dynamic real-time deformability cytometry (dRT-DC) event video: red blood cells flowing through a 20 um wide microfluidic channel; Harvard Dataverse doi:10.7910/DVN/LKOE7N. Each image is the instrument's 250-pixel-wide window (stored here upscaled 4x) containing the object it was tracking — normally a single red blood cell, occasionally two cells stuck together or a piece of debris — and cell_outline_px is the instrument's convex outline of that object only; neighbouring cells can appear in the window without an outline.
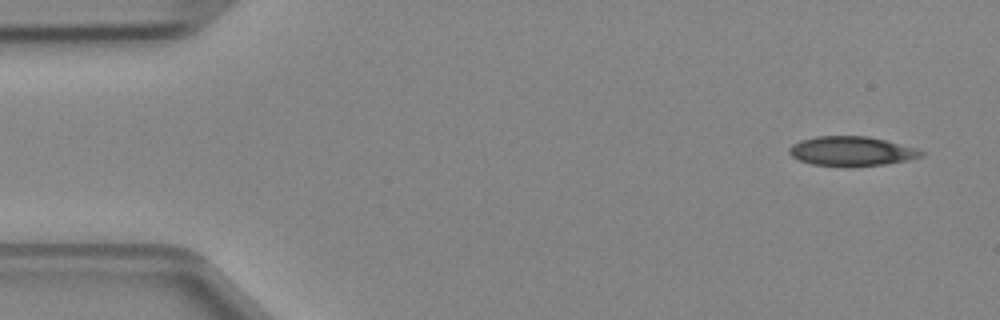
{"species": "Egyptian fruit bat (a non-hibernating species)", "species_latin": "Rousettus aegyptiacus", "temperature_condition": "cold", "stored_images_in_passage": 4, "camera_frame_rate_fps": 3000, "um_per_image_px": 0.085, "animal": {"sex": "female"}, "frame": {"image": 1, "passage_image": 1, "time_ms": 0.0, "image_size_px": [1000, 320], "cell_outline_px": [[924, 156], [908, 160], [884, 164], [852, 168], [812, 164], [800, 160], [792, 156], [788, 152], [788, 148], [792, 144], [800, 140], [816, 136], [868, 136], [888, 140], [916, 148], [924, 152]], "centroid_in_image_um": [72.39, 12.86], "position_along_channel_um": 12.6, "area_um2": 23.12}}
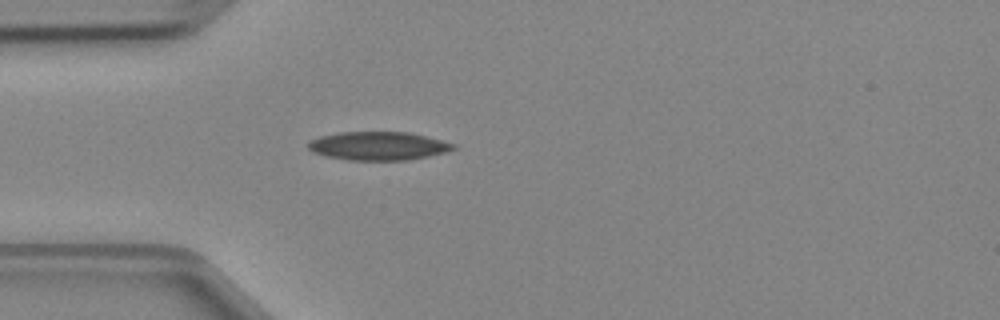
{"frame": {"image": 2, "passage_image": 4, "time_ms": 1.0, "image_size_px": [1000, 320], "cell_outline_px": [[456, 148], [444, 152], [428, 156], [408, 160], [348, 160], [324, 156], [312, 152], [308, 148], [308, 140], [320, 136], [340, 132], [408, 132], [456, 144]], "centroid_in_image_um": [32.1, 12.4], "position_along_channel_um": 52.9, "area_um2": 24.04}}